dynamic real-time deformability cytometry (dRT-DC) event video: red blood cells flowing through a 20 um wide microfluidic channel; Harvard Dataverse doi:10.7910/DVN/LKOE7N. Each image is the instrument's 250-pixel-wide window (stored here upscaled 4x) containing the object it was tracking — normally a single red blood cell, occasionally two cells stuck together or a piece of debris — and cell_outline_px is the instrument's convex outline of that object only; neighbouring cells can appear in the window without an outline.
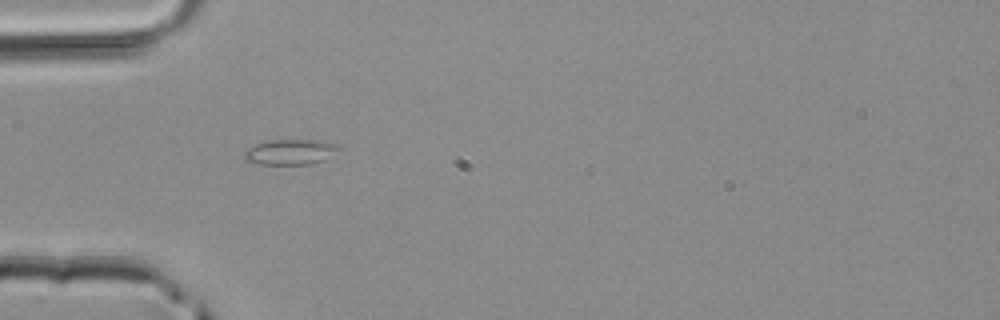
{"species": "common noctule bat (a hibernating species)", "species_latin": "Nyctalus noctula", "temperature_condition": "room temperature", "stored_images_in_passage": 4, "camera_frame_rate_fps": 3000, "um_per_image_px": 0.085, "animal": {"sex": "male", "body_mass_g": 20.4}, "frame": {"image": 1, "passage_image": 3, "time_ms": 0.667, "image_size_px": [1000, 320], "cell_outline_px": [[340, 148], [324, 160], [312, 164], [260, 164], [244, 160], [244, 152], [248, 148], [256, 144], [268, 140], [320, 140], [340, 144]], "centroid_in_image_um": [24.69, 12.91], "position_along_channel_um": 60.3, "area_um2": 13.99}}